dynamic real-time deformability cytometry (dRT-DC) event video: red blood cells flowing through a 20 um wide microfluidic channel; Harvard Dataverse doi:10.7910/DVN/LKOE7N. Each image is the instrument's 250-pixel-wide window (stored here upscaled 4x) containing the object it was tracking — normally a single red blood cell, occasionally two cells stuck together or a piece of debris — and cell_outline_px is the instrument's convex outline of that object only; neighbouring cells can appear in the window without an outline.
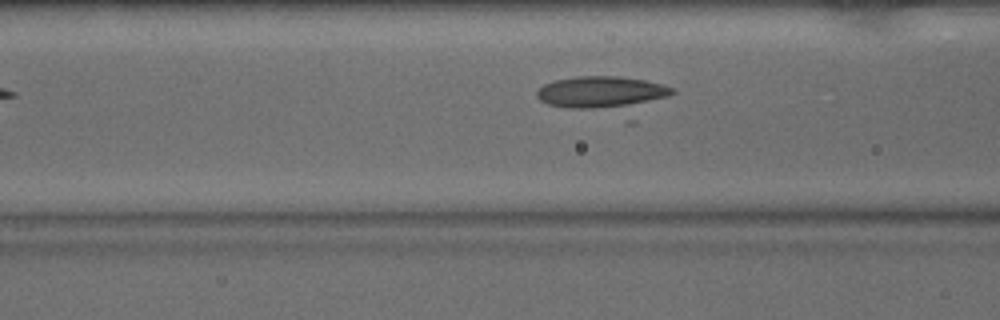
{"species": "common noctule bat (a hibernating species)", "species_latin": "Nyctalus noctula", "temperature_condition": "warm", "stored_images_in_passage": 11, "camera_frame_rate_fps": 3000, "um_per_image_px": 0.085, "animal": {"sex": "male", "body_mass_g": 15.6}, "frame": {"image": 1, "passage_image": 5, "time_ms": 1.333, "image_size_px": [1000, 320], "cell_outline_px": [[676, 92], [668, 96], [624, 108], [572, 108], [548, 104], [540, 100], [536, 96], [536, 92], [544, 84], [552, 80], [576, 76], [620, 76], [644, 80], [676, 88]], "centroid_in_image_um": [51.11, 7.82], "position_along_channel_um": 115.5, "area_um2": 25.09}}